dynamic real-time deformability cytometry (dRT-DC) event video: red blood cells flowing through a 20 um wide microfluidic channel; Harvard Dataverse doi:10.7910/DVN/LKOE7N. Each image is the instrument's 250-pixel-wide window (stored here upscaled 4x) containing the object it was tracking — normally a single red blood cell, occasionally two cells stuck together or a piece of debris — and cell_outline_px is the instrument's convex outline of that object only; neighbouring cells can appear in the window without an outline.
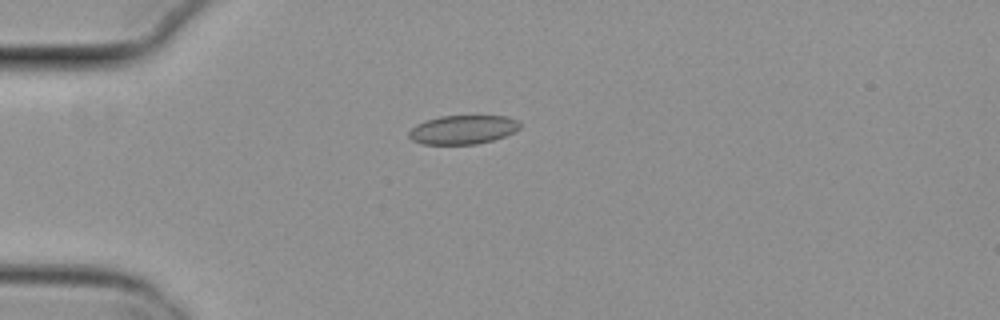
{"species": "common noctule bat (a hibernating species)", "species_latin": "Nyctalus noctula", "temperature_condition": "cold", "stored_images_in_passage": 51, "camera_frame_rate_fps": 3000, "um_per_image_px": 0.085, "animal": {"sex": "female", "body_mass_g": 29.2, "forearm_length_mm": 56.3}, "frame": {"image": 1, "passage_image": 11, "time_ms": 3.333, "image_size_px": [1000, 320], "cell_outline_px": [[520, 128], [504, 136], [492, 140], [476, 144], [424, 144], [412, 140], [408, 136], [408, 132], [416, 124], [424, 120], [440, 116], [508, 116], [520, 120]], "centroid_in_image_um": [39.34, 11.01], "position_along_channel_um": 45.7, "area_um2": 18.73}}
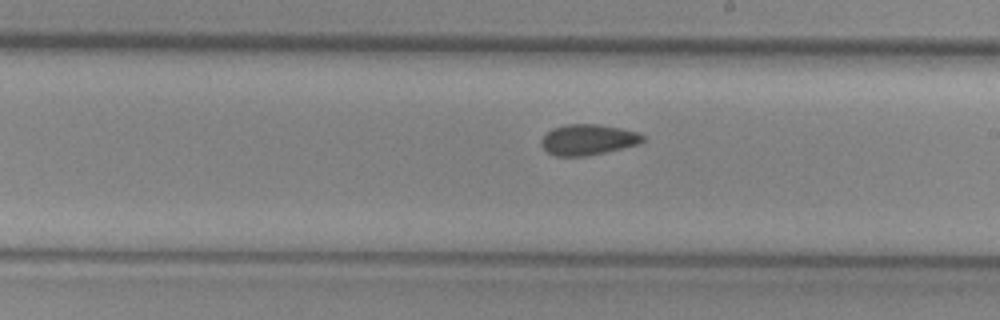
{"frame": {"image": 2, "passage_image": 28, "time_ms": 9.0, "image_size_px": [1000, 320], "cell_outline_px": [[644, 140], [640, 144], [604, 152], [584, 156], [556, 156], [548, 152], [540, 144], [540, 140], [552, 128], [564, 124], [600, 124], [620, 128], [636, 132], [644, 136]], "centroid_in_image_um": [49.96, 11.86], "position_along_channel_um": 239.0, "area_um2": 18.09}}
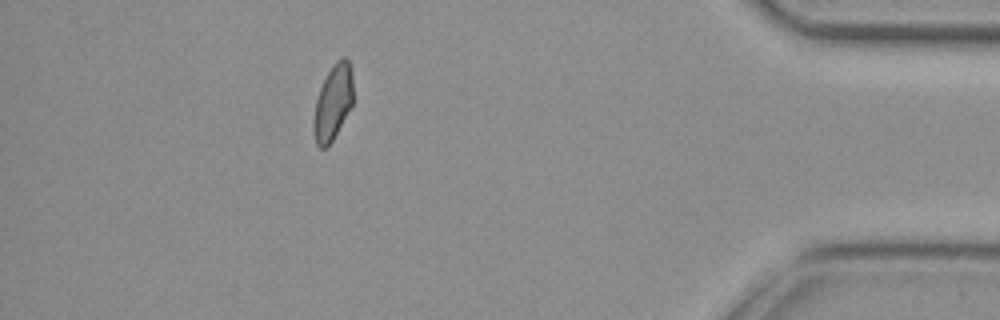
{"frame": {"image": 3, "passage_image": 45, "time_ms": 14.667, "image_size_px": [1000, 320], "cell_outline_px": [[352, 104], [328, 148], [320, 148], [316, 144], [312, 128], [312, 124], [316, 100], [320, 88], [328, 72], [336, 60], [340, 56], [344, 56], [348, 60], [352, 68]], "centroid_in_image_um": [28.28, 8.7], "position_along_channel_um": 406.9, "area_um2": 17.34}, "authors_computed_cell_mechanics": {"area_um2": 18.3804, "velocity_mm_per_s": 3.823, "shape_relaxation_time_tau1_ms": 11.097, "shape_relaxation_time_tau2_ms": 10.1886, "deformation_change_tau1": 0.1262, "deformation_change_tau2": 0.1093}}